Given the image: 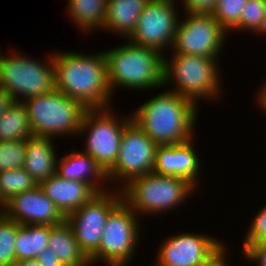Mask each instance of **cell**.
<instances>
[{
	"label": "cell",
	"mask_w": 266,
	"mask_h": 266,
	"mask_svg": "<svg viewBox=\"0 0 266 266\" xmlns=\"http://www.w3.org/2000/svg\"><path fill=\"white\" fill-rule=\"evenodd\" d=\"M36 260L41 266H65L50 248H44Z\"/></svg>",
	"instance_id": "836d02e7"
},
{
	"label": "cell",
	"mask_w": 266,
	"mask_h": 266,
	"mask_svg": "<svg viewBox=\"0 0 266 266\" xmlns=\"http://www.w3.org/2000/svg\"><path fill=\"white\" fill-rule=\"evenodd\" d=\"M0 51H1V48H0ZM0 53H1V52H0ZM2 56H3V54L1 53V54H0V60H1Z\"/></svg>",
	"instance_id": "f35d334b"
},
{
	"label": "cell",
	"mask_w": 266,
	"mask_h": 266,
	"mask_svg": "<svg viewBox=\"0 0 266 266\" xmlns=\"http://www.w3.org/2000/svg\"><path fill=\"white\" fill-rule=\"evenodd\" d=\"M172 56V57H171ZM164 56L163 85L173 83L169 89L192 100L196 105L201 99H220L222 72L218 67L219 58L173 53ZM221 75V76H220Z\"/></svg>",
	"instance_id": "277c9868"
},
{
	"label": "cell",
	"mask_w": 266,
	"mask_h": 266,
	"mask_svg": "<svg viewBox=\"0 0 266 266\" xmlns=\"http://www.w3.org/2000/svg\"><path fill=\"white\" fill-rule=\"evenodd\" d=\"M39 186L64 217L79 209L98 194L90 184L64 179L56 173L41 182Z\"/></svg>",
	"instance_id": "e0dca14e"
},
{
	"label": "cell",
	"mask_w": 266,
	"mask_h": 266,
	"mask_svg": "<svg viewBox=\"0 0 266 266\" xmlns=\"http://www.w3.org/2000/svg\"><path fill=\"white\" fill-rule=\"evenodd\" d=\"M67 13L84 34L103 29L106 20L107 0H67ZM87 31V32H86Z\"/></svg>",
	"instance_id": "7402d4cb"
},
{
	"label": "cell",
	"mask_w": 266,
	"mask_h": 266,
	"mask_svg": "<svg viewBox=\"0 0 266 266\" xmlns=\"http://www.w3.org/2000/svg\"><path fill=\"white\" fill-rule=\"evenodd\" d=\"M207 234L179 233L160 244L156 264L165 266H197L211 258L225 243Z\"/></svg>",
	"instance_id": "5bb4252c"
},
{
	"label": "cell",
	"mask_w": 266,
	"mask_h": 266,
	"mask_svg": "<svg viewBox=\"0 0 266 266\" xmlns=\"http://www.w3.org/2000/svg\"><path fill=\"white\" fill-rule=\"evenodd\" d=\"M14 98L6 91L0 89V118L14 104Z\"/></svg>",
	"instance_id": "e575fe53"
},
{
	"label": "cell",
	"mask_w": 266,
	"mask_h": 266,
	"mask_svg": "<svg viewBox=\"0 0 266 266\" xmlns=\"http://www.w3.org/2000/svg\"><path fill=\"white\" fill-rule=\"evenodd\" d=\"M126 41V44L103 51L112 94L117 91L116 86L137 91L164 88L163 53Z\"/></svg>",
	"instance_id": "3957f363"
},
{
	"label": "cell",
	"mask_w": 266,
	"mask_h": 266,
	"mask_svg": "<svg viewBox=\"0 0 266 266\" xmlns=\"http://www.w3.org/2000/svg\"><path fill=\"white\" fill-rule=\"evenodd\" d=\"M224 244L211 258L197 266H229L228 247Z\"/></svg>",
	"instance_id": "d6a6232c"
},
{
	"label": "cell",
	"mask_w": 266,
	"mask_h": 266,
	"mask_svg": "<svg viewBox=\"0 0 266 266\" xmlns=\"http://www.w3.org/2000/svg\"><path fill=\"white\" fill-rule=\"evenodd\" d=\"M198 106L171 90L158 93L131 113L136 123L157 145L187 142L194 136Z\"/></svg>",
	"instance_id": "7a4b0ae2"
},
{
	"label": "cell",
	"mask_w": 266,
	"mask_h": 266,
	"mask_svg": "<svg viewBox=\"0 0 266 266\" xmlns=\"http://www.w3.org/2000/svg\"><path fill=\"white\" fill-rule=\"evenodd\" d=\"M194 143L193 137L180 144L157 145L153 172L185 178L197 188L201 164Z\"/></svg>",
	"instance_id": "2e32d148"
},
{
	"label": "cell",
	"mask_w": 266,
	"mask_h": 266,
	"mask_svg": "<svg viewBox=\"0 0 266 266\" xmlns=\"http://www.w3.org/2000/svg\"><path fill=\"white\" fill-rule=\"evenodd\" d=\"M256 104L260 105V109L262 108V110L265 112L266 114V82H263L262 87L260 86V90L258 89L257 91V95H256Z\"/></svg>",
	"instance_id": "d590c367"
},
{
	"label": "cell",
	"mask_w": 266,
	"mask_h": 266,
	"mask_svg": "<svg viewBox=\"0 0 266 266\" xmlns=\"http://www.w3.org/2000/svg\"><path fill=\"white\" fill-rule=\"evenodd\" d=\"M120 190L123 201L143 216L179 208L198 188L185 178L150 172L133 178Z\"/></svg>",
	"instance_id": "5b68a950"
},
{
	"label": "cell",
	"mask_w": 266,
	"mask_h": 266,
	"mask_svg": "<svg viewBox=\"0 0 266 266\" xmlns=\"http://www.w3.org/2000/svg\"><path fill=\"white\" fill-rule=\"evenodd\" d=\"M76 151L57 159L56 174L64 179L86 182L98 193L109 191L104 170L87 153Z\"/></svg>",
	"instance_id": "ac0fdd59"
},
{
	"label": "cell",
	"mask_w": 266,
	"mask_h": 266,
	"mask_svg": "<svg viewBox=\"0 0 266 266\" xmlns=\"http://www.w3.org/2000/svg\"><path fill=\"white\" fill-rule=\"evenodd\" d=\"M179 21L171 51L178 54L218 58L228 33L211 13L185 12Z\"/></svg>",
	"instance_id": "7c38bea8"
},
{
	"label": "cell",
	"mask_w": 266,
	"mask_h": 266,
	"mask_svg": "<svg viewBox=\"0 0 266 266\" xmlns=\"http://www.w3.org/2000/svg\"><path fill=\"white\" fill-rule=\"evenodd\" d=\"M176 8L178 7L175 0H149L138 17L135 31L128 40L165 55L168 46H173L180 21Z\"/></svg>",
	"instance_id": "4fadbf2b"
},
{
	"label": "cell",
	"mask_w": 266,
	"mask_h": 266,
	"mask_svg": "<svg viewBox=\"0 0 266 266\" xmlns=\"http://www.w3.org/2000/svg\"><path fill=\"white\" fill-rule=\"evenodd\" d=\"M33 135L24 104L14 102L0 118V141L27 140Z\"/></svg>",
	"instance_id": "cb8c5ba5"
},
{
	"label": "cell",
	"mask_w": 266,
	"mask_h": 266,
	"mask_svg": "<svg viewBox=\"0 0 266 266\" xmlns=\"http://www.w3.org/2000/svg\"><path fill=\"white\" fill-rule=\"evenodd\" d=\"M2 213L18 224L57 225L65 217L38 185L34 189L19 193L3 205Z\"/></svg>",
	"instance_id": "9a60e30c"
},
{
	"label": "cell",
	"mask_w": 266,
	"mask_h": 266,
	"mask_svg": "<svg viewBox=\"0 0 266 266\" xmlns=\"http://www.w3.org/2000/svg\"><path fill=\"white\" fill-rule=\"evenodd\" d=\"M11 52L0 60V89L8 92L15 102L48 94L55 89L52 53L43 63L18 51Z\"/></svg>",
	"instance_id": "52a82bcc"
},
{
	"label": "cell",
	"mask_w": 266,
	"mask_h": 266,
	"mask_svg": "<svg viewBox=\"0 0 266 266\" xmlns=\"http://www.w3.org/2000/svg\"><path fill=\"white\" fill-rule=\"evenodd\" d=\"M113 190L96 194L89 202L65 217L88 258L99 249L107 217L123 201L121 190Z\"/></svg>",
	"instance_id": "8fae6325"
},
{
	"label": "cell",
	"mask_w": 266,
	"mask_h": 266,
	"mask_svg": "<svg viewBox=\"0 0 266 266\" xmlns=\"http://www.w3.org/2000/svg\"><path fill=\"white\" fill-rule=\"evenodd\" d=\"M111 109H88L78 133L87 134L83 152L87 153L105 173L114 166L119 155L122 132L132 121L131 113L119 118Z\"/></svg>",
	"instance_id": "9c48e42d"
},
{
	"label": "cell",
	"mask_w": 266,
	"mask_h": 266,
	"mask_svg": "<svg viewBox=\"0 0 266 266\" xmlns=\"http://www.w3.org/2000/svg\"><path fill=\"white\" fill-rule=\"evenodd\" d=\"M50 225H24L17 223L15 241L16 261L36 259L48 247Z\"/></svg>",
	"instance_id": "603a6c76"
},
{
	"label": "cell",
	"mask_w": 266,
	"mask_h": 266,
	"mask_svg": "<svg viewBox=\"0 0 266 266\" xmlns=\"http://www.w3.org/2000/svg\"><path fill=\"white\" fill-rule=\"evenodd\" d=\"M16 237L17 222L0 213V266L13 265L16 261Z\"/></svg>",
	"instance_id": "4316f807"
},
{
	"label": "cell",
	"mask_w": 266,
	"mask_h": 266,
	"mask_svg": "<svg viewBox=\"0 0 266 266\" xmlns=\"http://www.w3.org/2000/svg\"><path fill=\"white\" fill-rule=\"evenodd\" d=\"M14 265L15 266H41L36 259L15 261Z\"/></svg>",
	"instance_id": "8d00e7d4"
},
{
	"label": "cell",
	"mask_w": 266,
	"mask_h": 266,
	"mask_svg": "<svg viewBox=\"0 0 266 266\" xmlns=\"http://www.w3.org/2000/svg\"><path fill=\"white\" fill-rule=\"evenodd\" d=\"M2 210H3V205L0 202V213H2Z\"/></svg>",
	"instance_id": "74e56055"
},
{
	"label": "cell",
	"mask_w": 266,
	"mask_h": 266,
	"mask_svg": "<svg viewBox=\"0 0 266 266\" xmlns=\"http://www.w3.org/2000/svg\"><path fill=\"white\" fill-rule=\"evenodd\" d=\"M148 1L107 0L106 20L102 32H114L123 39H128L135 31L138 17Z\"/></svg>",
	"instance_id": "ffe728a7"
},
{
	"label": "cell",
	"mask_w": 266,
	"mask_h": 266,
	"mask_svg": "<svg viewBox=\"0 0 266 266\" xmlns=\"http://www.w3.org/2000/svg\"><path fill=\"white\" fill-rule=\"evenodd\" d=\"M55 89L87 109L110 108L114 94L108 83L104 52H52Z\"/></svg>",
	"instance_id": "6da1fadb"
},
{
	"label": "cell",
	"mask_w": 266,
	"mask_h": 266,
	"mask_svg": "<svg viewBox=\"0 0 266 266\" xmlns=\"http://www.w3.org/2000/svg\"><path fill=\"white\" fill-rule=\"evenodd\" d=\"M242 246L241 252L248 262L253 261L257 266H266V242Z\"/></svg>",
	"instance_id": "4dcf8cb0"
},
{
	"label": "cell",
	"mask_w": 266,
	"mask_h": 266,
	"mask_svg": "<svg viewBox=\"0 0 266 266\" xmlns=\"http://www.w3.org/2000/svg\"><path fill=\"white\" fill-rule=\"evenodd\" d=\"M183 1V2H182ZM217 0H181L184 11L189 13H212Z\"/></svg>",
	"instance_id": "1f68e13d"
},
{
	"label": "cell",
	"mask_w": 266,
	"mask_h": 266,
	"mask_svg": "<svg viewBox=\"0 0 266 266\" xmlns=\"http://www.w3.org/2000/svg\"><path fill=\"white\" fill-rule=\"evenodd\" d=\"M141 219L122 201L107 217L99 249L89 258L91 265L128 266L140 240Z\"/></svg>",
	"instance_id": "ba28073f"
},
{
	"label": "cell",
	"mask_w": 266,
	"mask_h": 266,
	"mask_svg": "<svg viewBox=\"0 0 266 266\" xmlns=\"http://www.w3.org/2000/svg\"><path fill=\"white\" fill-rule=\"evenodd\" d=\"M246 1L247 0H217L216 6L211 14L228 34L239 23L242 8Z\"/></svg>",
	"instance_id": "83f0119b"
},
{
	"label": "cell",
	"mask_w": 266,
	"mask_h": 266,
	"mask_svg": "<svg viewBox=\"0 0 266 266\" xmlns=\"http://www.w3.org/2000/svg\"><path fill=\"white\" fill-rule=\"evenodd\" d=\"M48 248L65 266H92L66 220L61 224L50 226Z\"/></svg>",
	"instance_id": "44dd1931"
},
{
	"label": "cell",
	"mask_w": 266,
	"mask_h": 266,
	"mask_svg": "<svg viewBox=\"0 0 266 266\" xmlns=\"http://www.w3.org/2000/svg\"><path fill=\"white\" fill-rule=\"evenodd\" d=\"M37 186V182L23 167L0 171V202L4 205L12 197Z\"/></svg>",
	"instance_id": "d4e9b609"
},
{
	"label": "cell",
	"mask_w": 266,
	"mask_h": 266,
	"mask_svg": "<svg viewBox=\"0 0 266 266\" xmlns=\"http://www.w3.org/2000/svg\"><path fill=\"white\" fill-rule=\"evenodd\" d=\"M26 108L30 127L35 136L50 138L67 134L78 136L85 112L82 103L54 89L44 95L22 102Z\"/></svg>",
	"instance_id": "8992f818"
},
{
	"label": "cell",
	"mask_w": 266,
	"mask_h": 266,
	"mask_svg": "<svg viewBox=\"0 0 266 266\" xmlns=\"http://www.w3.org/2000/svg\"><path fill=\"white\" fill-rule=\"evenodd\" d=\"M250 31L266 36V13L264 0H247L242 8L239 23L231 30L233 32Z\"/></svg>",
	"instance_id": "484cf974"
},
{
	"label": "cell",
	"mask_w": 266,
	"mask_h": 266,
	"mask_svg": "<svg viewBox=\"0 0 266 266\" xmlns=\"http://www.w3.org/2000/svg\"><path fill=\"white\" fill-rule=\"evenodd\" d=\"M53 138L31 136L26 140L23 168L39 185L56 173L58 156Z\"/></svg>",
	"instance_id": "d6986e66"
},
{
	"label": "cell",
	"mask_w": 266,
	"mask_h": 266,
	"mask_svg": "<svg viewBox=\"0 0 266 266\" xmlns=\"http://www.w3.org/2000/svg\"><path fill=\"white\" fill-rule=\"evenodd\" d=\"M157 144L132 120L123 130L118 158L106 173L121 189L133 178L153 172Z\"/></svg>",
	"instance_id": "30bf717a"
},
{
	"label": "cell",
	"mask_w": 266,
	"mask_h": 266,
	"mask_svg": "<svg viewBox=\"0 0 266 266\" xmlns=\"http://www.w3.org/2000/svg\"><path fill=\"white\" fill-rule=\"evenodd\" d=\"M250 223L246 236L242 240V245L266 242V205L259 209Z\"/></svg>",
	"instance_id": "f546056e"
},
{
	"label": "cell",
	"mask_w": 266,
	"mask_h": 266,
	"mask_svg": "<svg viewBox=\"0 0 266 266\" xmlns=\"http://www.w3.org/2000/svg\"><path fill=\"white\" fill-rule=\"evenodd\" d=\"M26 140L0 141V171L22 168L25 160Z\"/></svg>",
	"instance_id": "f1b7e54d"
}]
</instances>
